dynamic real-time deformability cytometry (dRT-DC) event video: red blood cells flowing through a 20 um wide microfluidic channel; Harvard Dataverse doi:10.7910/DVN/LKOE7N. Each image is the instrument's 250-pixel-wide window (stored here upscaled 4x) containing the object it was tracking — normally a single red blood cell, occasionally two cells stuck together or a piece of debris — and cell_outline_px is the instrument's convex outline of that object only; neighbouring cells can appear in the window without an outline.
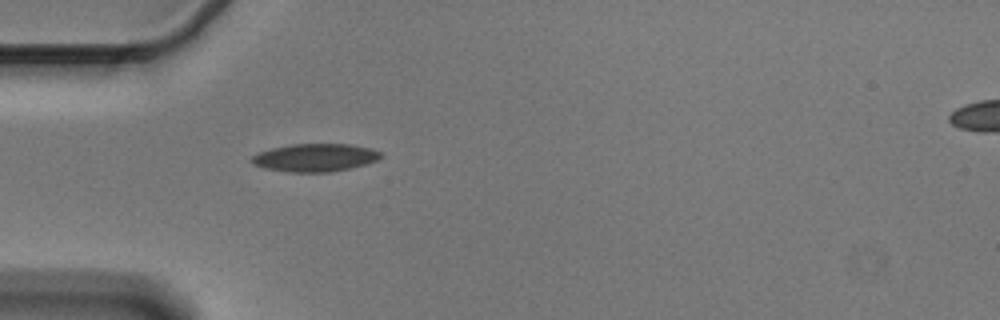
{"species": "Egyptian fruit bat (a non-hibernating species)", "species_latin": "Rousettus aegyptiacus", "temperature_condition": "cold", "stored_images_in_passage": 1, "camera_frame_rate_fps": 3000, "um_per_image_px": 0.085, "animal": {"sex": "male"}, "frame": {"image": 1, "passage_image": 1, "time_ms": 0.0, "image_size_px": [1000, 320], "cell_outline_px": [[384, 156], [376, 160], [364, 164], [348, 168], [328, 172], [288, 172], [264, 168], [252, 164], [252, 156], [260, 152], [272, 148], [292, 144], [348, 144], [372, 148], [380, 152]], "centroid_in_image_um": [26.78, 13.39], "position_along_channel_um": 58.2, "area_um2": 20.81}}